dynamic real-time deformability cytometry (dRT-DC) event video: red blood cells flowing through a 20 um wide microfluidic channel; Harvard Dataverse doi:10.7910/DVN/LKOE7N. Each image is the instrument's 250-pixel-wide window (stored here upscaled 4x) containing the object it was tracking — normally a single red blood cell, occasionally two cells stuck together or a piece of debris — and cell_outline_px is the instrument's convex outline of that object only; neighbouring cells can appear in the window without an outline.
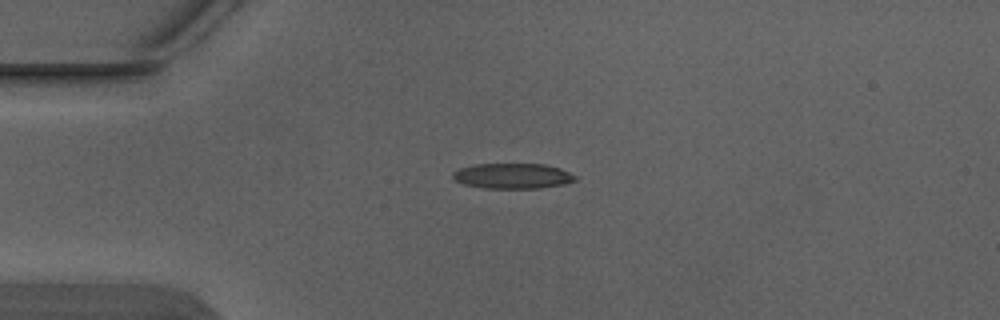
{"species": "Egyptian fruit bat (a non-hibernating species)", "species_latin": "Rousettus aegyptiacus", "temperature_condition": "warm", "stored_images_in_passage": 6, "camera_frame_rate_fps": 3000, "um_per_image_px": 0.085, "animal": {"sex": "male"}, "frame": {"image": 1, "passage_image": 6, "time_ms": 1.667, "image_size_px": [1000, 320], "cell_outline_px": [[576, 180], [564, 184], [540, 188], [484, 188], [464, 184], [452, 180], [452, 172], [460, 168], [476, 164], [544, 164], [560, 168], [576, 176]], "centroid_in_image_um": [43.54, 14.96], "position_along_channel_um": 41.5, "area_um2": 18.09}}